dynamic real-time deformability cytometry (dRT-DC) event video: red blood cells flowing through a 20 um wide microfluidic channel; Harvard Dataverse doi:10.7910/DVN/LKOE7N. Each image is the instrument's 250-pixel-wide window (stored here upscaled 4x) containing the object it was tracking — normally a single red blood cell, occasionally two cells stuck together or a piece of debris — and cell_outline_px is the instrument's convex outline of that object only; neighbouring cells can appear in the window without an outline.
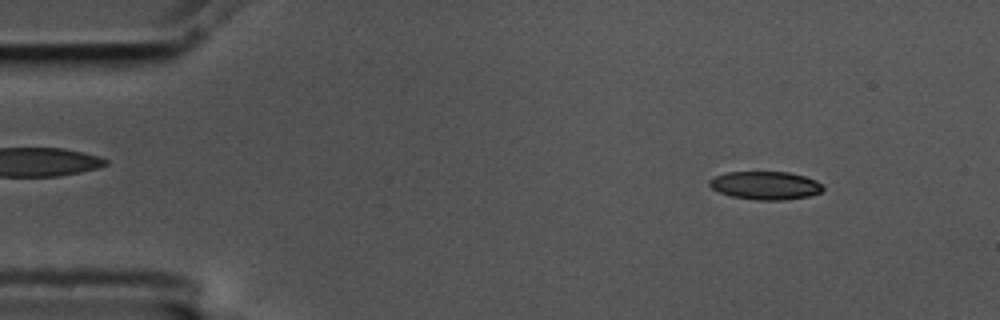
{"species": "common noctule bat (a hibernating species)", "species_latin": "Nyctalus noctula", "temperature_condition": "cold", "stored_images_in_passage": 56, "camera_frame_rate_fps": 3000, "um_per_image_px": 0.085, "animal": {"sex": "male", "body_mass_g": 17.5, "forearm_length_mm": 52.3}, "frame": {"image": 1, "passage_image": 6, "time_ms": 1.667, "image_size_px": [1000, 320], "cell_outline_px": [[824, 188], [820, 192], [808, 196], [784, 200], [756, 200], [732, 196], [720, 192], [712, 188], [708, 184], [708, 180], [716, 176], [728, 172], [788, 172], [804, 176], [816, 180]], "centroid_in_image_um": [65.05, 15.76], "position_along_channel_um": 20.0, "area_um2": 18.5}}
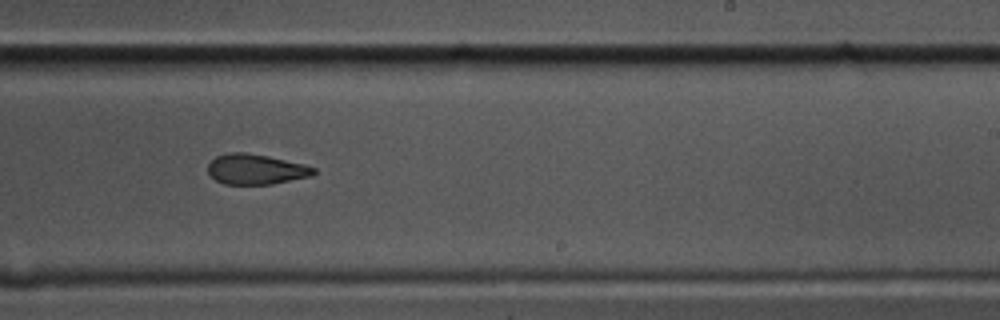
{"frame": {"image": 2, "passage_image": 34, "time_ms": 11.0, "image_size_px": [1000, 320], "cell_outline_px": [[316, 172], [312, 176], [272, 184], [224, 184], [216, 180], [208, 172], [208, 164], [216, 156], [228, 152], [244, 152], [268, 156], [304, 164], [316, 168]], "centroid_in_image_um": [21.76, 14.38], "position_along_channel_um": 267.2, "area_um2": 18.67}}
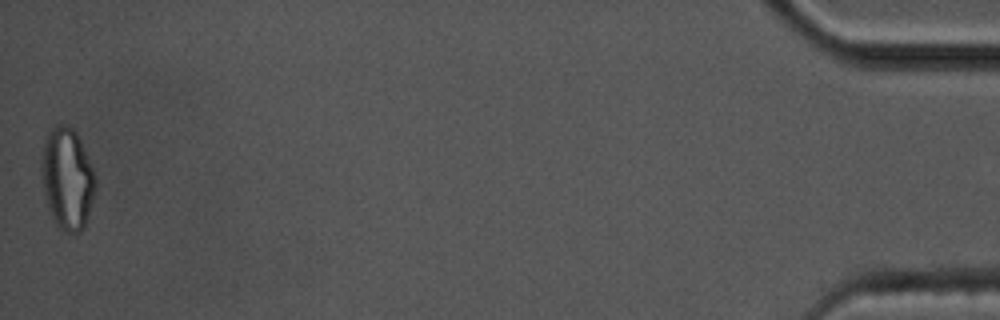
{"frame": {"image": 3, "passage_image": 56, "time_ms": 18.333, "image_size_px": [1000, 320], "cell_outline_px": [[96, 188], [84, 228], [76, 236], [60, 228], [56, 224], [48, 208], [44, 196], [40, 168], [40, 160], [44, 144], [48, 132], [56, 124], [64, 124], [72, 128], [76, 132], [80, 140], [96, 176]], "centroid_in_image_um": [5.7, 15.2], "position_along_channel_um": 429.5, "area_um2": 32.19}, "authors_computed_cell_mechanics": {"area_um2": 19.652, "velocity_mm_per_s": 3.5275, "shape_relaxation_time_tau1_ms": null, "shape_relaxation_time_tau2_ms": 3.3008, "deformation_change_tau1": null, "deformation_change_tau2": 0.103}}